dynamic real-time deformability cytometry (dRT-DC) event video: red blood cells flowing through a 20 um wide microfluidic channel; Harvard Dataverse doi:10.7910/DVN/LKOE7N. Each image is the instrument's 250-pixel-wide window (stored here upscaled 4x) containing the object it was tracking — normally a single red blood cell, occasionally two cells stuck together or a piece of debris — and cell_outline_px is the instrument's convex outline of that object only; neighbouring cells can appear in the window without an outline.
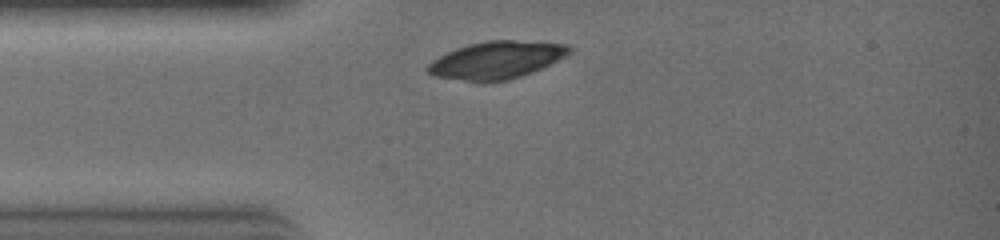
{"species": "common noctule bat (a hibernating species)", "species_latin": "Nyctalus noctula", "temperature_condition": "warm", "stored_images_in_passage": 20, "camera_frame_rate_fps": 3000, "um_per_image_px": 0.085, "animal": {"sex": "female", "body_mass_g": 19.0, "forearm_length_mm": 51.5}, "frame": {"image": 1, "passage_image": 1, "time_ms": 0.0, "image_size_px": [1000, 240], "cell_outline_px": [[572, 48], [564, 56], [532, 72], [508, 80], [484, 84], [436, 76], [428, 72], [424, 68], [432, 60], [456, 48], [468, 44], [488, 40], [516, 40], [568, 44]], "centroid_in_image_um": [42.15, 5.12], "position_along_channel_um": 42.9, "area_um2": 30.92}}
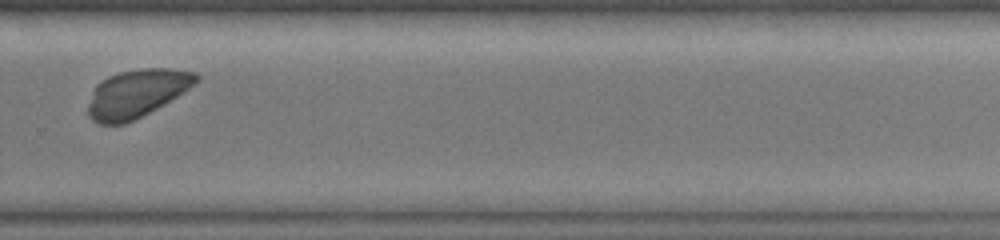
{"frame": {"image": 2, "passage_image": 15, "time_ms": 4.667, "image_size_px": [1000, 240], "cell_outline_px": [[200, 80], [196, 84], [184, 92], [156, 108], [124, 124], [100, 124], [92, 120], [88, 116], [88, 104], [96, 84], [108, 76], [120, 72], [140, 68], [172, 68], [196, 72], [200, 76]], "centroid_in_image_um": [11.64, 7.92], "position_along_channel_um": 318.2, "area_um2": 30.11}}
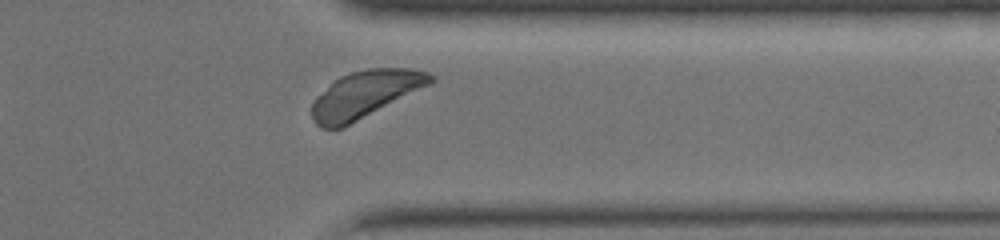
{"frame": {"image": 3, "passage_image": 18, "time_ms": 5.667, "image_size_px": [1000, 240], "cell_outline_px": [[436, 80], [344, 128], [324, 128], [316, 124], [312, 116], [312, 104], [316, 96], [340, 76], [352, 72], [368, 68], [412, 68], [428, 72], [436, 76]], "centroid_in_image_um": [31.03, 8.01], "position_along_channel_um": 380.4, "area_um2": 32.08}}